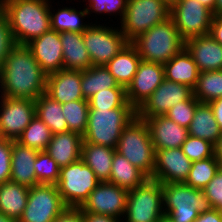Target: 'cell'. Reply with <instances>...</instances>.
Wrapping results in <instances>:
<instances>
[{"mask_svg":"<svg viewBox=\"0 0 222 222\" xmlns=\"http://www.w3.org/2000/svg\"><path fill=\"white\" fill-rule=\"evenodd\" d=\"M141 60L165 64L184 48V40L169 17L130 42Z\"/></svg>","mask_w":222,"mask_h":222,"instance_id":"cell-3","label":"cell"},{"mask_svg":"<svg viewBox=\"0 0 222 222\" xmlns=\"http://www.w3.org/2000/svg\"><path fill=\"white\" fill-rule=\"evenodd\" d=\"M214 155L222 166V135L218 139V142L214 145Z\"/></svg>","mask_w":222,"mask_h":222,"instance_id":"cell-51","label":"cell"},{"mask_svg":"<svg viewBox=\"0 0 222 222\" xmlns=\"http://www.w3.org/2000/svg\"><path fill=\"white\" fill-rule=\"evenodd\" d=\"M193 96L200 103H210L222 98V70L200 72Z\"/></svg>","mask_w":222,"mask_h":222,"instance_id":"cell-34","label":"cell"},{"mask_svg":"<svg viewBox=\"0 0 222 222\" xmlns=\"http://www.w3.org/2000/svg\"><path fill=\"white\" fill-rule=\"evenodd\" d=\"M148 178H152L155 166V149L145 120L136 116L123 129L115 148Z\"/></svg>","mask_w":222,"mask_h":222,"instance_id":"cell-6","label":"cell"},{"mask_svg":"<svg viewBox=\"0 0 222 222\" xmlns=\"http://www.w3.org/2000/svg\"><path fill=\"white\" fill-rule=\"evenodd\" d=\"M35 115L48 126L53 135L69 131L63 115L62 104L54 101L45 93L35 100Z\"/></svg>","mask_w":222,"mask_h":222,"instance_id":"cell-32","label":"cell"},{"mask_svg":"<svg viewBox=\"0 0 222 222\" xmlns=\"http://www.w3.org/2000/svg\"><path fill=\"white\" fill-rule=\"evenodd\" d=\"M157 222H173L168 216L161 217Z\"/></svg>","mask_w":222,"mask_h":222,"instance_id":"cell-55","label":"cell"},{"mask_svg":"<svg viewBox=\"0 0 222 222\" xmlns=\"http://www.w3.org/2000/svg\"><path fill=\"white\" fill-rule=\"evenodd\" d=\"M16 45L6 14L0 9V68Z\"/></svg>","mask_w":222,"mask_h":222,"instance_id":"cell-43","label":"cell"},{"mask_svg":"<svg viewBox=\"0 0 222 222\" xmlns=\"http://www.w3.org/2000/svg\"><path fill=\"white\" fill-rule=\"evenodd\" d=\"M203 190L212 208L222 212V166Z\"/></svg>","mask_w":222,"mask_h":222,"instance_id":"cell-44","label":"cell"},{"mask_svg":"<svg viewBox=\"0 0 222 222\" xmlns=\"http://www.w3.org/2000/svg\"><path fill=\"white\" fill-rule=\"evenodd\" d=\"M190 136L198 137L215 145L222 135V131L214 117L211 106L208 103H200L188 127Z\"/></svg>","mask_w":222,"mask_h":222,"instance_id":"cell-29","label":"cell"},{"mask_svg":"<svg viewBox=\"0 0 222 222\" xmlns=\"http://www.w3.org/2000/svg\"><path fill=\"white\" fill-rule=\"evenodd\" d=\"M0 222H18L0 212Z\"/></svg>","mask_w":222,"mask_h":222,"instance_id":"cell-54","label":"cell"},{"mask_svg":"<svg viewBox=\"0 0 222 222\" xmlns=\"http://www.w3.org/2000/svg\"><path fill=\"white\" fill-rule=\"evenodd\" d=\"M165 79L163 64L141 60L126 88L128 102L137 110Z\"/></svg>","mask_w":222,"mask_h":222,"instance_id":"cell-16","label":"cell"},{"mask_svg":"<svg viewBox=\"0 0 222 222\" xmlns=\"http://www.w3.org/2000/svg\"><path fill=\"white\" fill-rule=\"evenodd\" d=\"M66 208L56 185L38 184L29 188L27 204L18 222H53Z\"/></svg>","mask_w":222,"mask_h":222,"instance_id":"cell-12","label":"cell"},{"mask_svg":"<svg viewBox=\"0 0 222 222\" xmlns=\"http://www.w3.org/2000/svg\"><path fill=\"white\" fill-rule=\"evenodd\" d=\"M192 96L193 89L191 87L164 79L137 109V116L145 120L165 115L175 104L189 100Z\"/></svg>","mask_w":222,"mask_h":222,"instance_id":"cell-14","label":"cell"},{"mask_svg":"<svg viewBox=\"0 0 222 222\" xmlns=\"http://www.w3.org/2000/svg\"><path fill=\"white\" fill-rule=\"evenodd\" d=\"M194 222H222V212L212 208L210 211L199 213Z\"/></svg>","mask_w":222,"mask_h":222,"instance_id":"cell-47","label":"cell"},{"mask_svg":"<svg viewBox=\"0 0 222 222\" xmlns=\"http://www.w3.org/2000/svg\"><path fill=\"white\" fill-rule=\"evenodd\" d=\"M62 111L69 131L77 132L83 136L88 124V100L82 99L64 103L62 104Z\"/></svg>","mask_w":222,"mask_h":222,"instance_id":"cell-37","label":"cell"},{"mask_svg":"<svg viewBox=\"0 0 222 222\" xmlns=\"http://www.w3.org/2000/svg\"><path fill=\"white\" fill-rule=\"evenodd\" d=\"M167 3L171 4L174 0H165Z\"/></svg>","mask_w":222,"mask_h":222,"instance_id":"cell-56","label":"cell"},{"mask_svg":"<svg viewBox=\"0 0 222 222\" xmlns=\"http://www.w3.org/2000/svg\"><path fill=\"white\" fill-rule=\"evenodd\" d=\"M164 215L160 182L148 178L128 192L123 222H157Z\"/></svg>","mask_w":222,"mask_h":222,"instance_id":"cell-9","label":"cell"},{"mask_svg":"<svg viewBox=\"0 0 222 222\" xmlns=\"http://www.w3.org/2000/svg\"><path fill=\"white\" fill-rule=\"evenodd\" d=\"M109 88H125L119 85L109 69L104 66H91L81 71V89L84 99H89L96 92Z\"/></svg>","mask_w":222,"mask_h":222,"instance_id":"cell-33","label":"cell"},{"mask_svg":"<svg viewBox=\"0 0 222 222\" xmlns=\"http://www.w3.org/2000/svg\"><path fill=\"white\" fill-rule=\"evenodd\" d=\"M115 149L107 146L82 142L81 160L87 164L96 177L102 181H109Z\"/></svg>","mask_w":222,"mask_h":222,"instance_id":"cell-28","label":"cell"},{"mask_svg":"<svg viewBox=\"0 0 222 222\" xmlns=\"http://www.w3.org/2000/svg\"><path fill=\"white\" fill-rule=\"evenodd\" d=\"M163 66L166 80L187 85L194 89L200 71L185 48Z\"/></svg>","mask_w":222,"mask_h":222,"instance_id":"cell-26","label":"cell"},{"mask_svg":"<svg viewBox=\"0 0 222 222\" xmlns=\"http://www.w3.org/2000/svg\"><path fill=\"white\" fill-rule=\"evenodd\" d=\"M45 94L60 104L84 99L81 71L62 69L48 74Z\"/></svg>","mask_w":222,"mask_h":222,"instance_id":"cell-19","label":"cell"},{"mask_svg":"<svg viewBox=\"0 0 222 222\" xmlns=\"http://www.w3.org/2000/svg\"><path fill=\"white\" fill-rule=\"evenodd\" d=\"M52 136L48 126L35 115L16 141L37 151H45Z\"/></svg>","mask_w":222,"mask_h":222,"instance_id":"cell-35","label":"cell"},{"mask_svg":"<svg viewBox=\"0 0 222 222\" xmlns=\"http://www.w3.org/2000/svg\"><path fill=\"white\" fill-rule=\"evenodd\" d=\"M200 102L192 96L189 100L178 102L165 114L180 126L188 128L193 119L196 107Z\"/></svg>","mask_w":222,"mask_h":222,"instance_id":"cell-42","label":"cell"},{"mask_svg":"<svg viewBox=\"0 0 222 222\" xmlns=\"http://www.w3.org/2000/svg\"><path fill=\"white\" fill-rule=\"evenodd\" d=\"M47 74L26 45H16L0 68V96L35 101L46 91Z\"/></svg>","mask_w":222,"mask_h":222,"instance_id":"cell-1","label":"cell"},{"mask_svg":"<svg viewBox=\"0 0 222 222\" xmlns=\"http://www.w3.org/2000/svg\"><path fill=\"white\" fill-rule=\"evenodd\" d=\"M155 150L181 148L189 136L188 128L172 121L165 115L145 119Z\"/></svg>","mask_w":222,"mask_h":222,"instance_id":"cell-21","label":"cell"},{"mask_svg":"<svg viewBox=\"0 0 222 222\" xmlns=\"http://www.w3.org/2000/svg\"><path fill=\"white\" fill-rule=\"evenodd\" d=\"M192 166L181 148L155 150V166L152 178L163 183L185 182Z\"/></svg>","mask_w":222,"mask_h":222,"instance_id":"cell-17","label":"cell"},{"mask_svg":"<svg viewBox=\"0 0 222 222\" xmlns=\"http://www.w3.org/2000/svg\"><path fill=\"white\" fill-rule=\"evenodd\" d=\"M127 1L128 0H83L82 2H88L87 4L85 3L84 6L89 13V17H91L92 13L95 14L96 17L94 18L96 19L100 15H104L105 17L108 15L109 18L115 16L114 19L118 16L119 18L117 19L121 22L126 11Z\"/></svg>","mask_w":222,"mask_h":222,"instance_id":"cell-40","label":"cell"},{"mask_svg":"<svg viewBox=\"0 0 222 222\" xmlns=\"http://www.w3.org/2000/svg\"><path fill=\"white\" fill-rule=\"evenodd\" d=\"M209 35L222 45V16L213 17Z\"/></svg>","mask_w":222,"mask_h":222,"instance_id":"cell-48","label":"cell"},{"mask_svg":"<svg viewBox=\"0 0 222 222\" xmlns=\"http://www.w3.org/2000/svg\"><path fill=\"white\" fill-rule=\"evenodd\" d=\"M33 167L35 169L38 184L56 185L58 183L60 167L46 151L38 152Z\"/></svg>","mask_w":222,"mask_h":222,"instance_id":"cell-39","label":"cell"},{"mask_svg":"<svg viewBox=\"0 0 222 222\" xmlns=\"http://www.w3.org/2000/svg\"><path fill=\"white\" fill-rule=\"evenodd\" d=\"M52 3L53 2L50 0V23L52 30L59 33H83L91 25L92 22H90V20L87 19L85 21L86 18L90 19V17H88L89 13L85 7L82 10L81 8H79L80 10L76 9L75 6H62L55 9Z\"/></svg>","mask_w":222,"mask_h":222,"instance_id":"cell-25","label":"cell"},{"mask_svg":"<svg viewBox=\"0 0 222 222\" xmlns=\"http://www.w3.org/2000/svg\"><path fill=\"white\" fill-rule=\"evenodd\" d=\"M53 222H84V212L80 207H67Z\"/></svg>","mask_w":222,"mask_h":222,"instance_id":"cell-46","label":"cell"},{"mask_svg":"<svg viewBox=\"0 0 222 222\" xmlns=\"http://www.w3.org/2000/svg\"><path fill=\"white\" fill-rule=\"evenodd\" d=\"M89 109L134 108L127 100L126 88H109L88 99Z\"/></svg>","mask_w":222,"mask_h":222,"instance_id":"cell-38","label":"cell"},{"mask_svg":"<svg viewBox=\"0 0 222 222\" xmlns=\"http://www.w3.org/2000/svg\"><path fill=\"white\" fill-rule=\"evenodd\" d=\"M39 151L12 140L10 181L28 188L38 185L34 163Z\"/></svg>","mask_w":222,"mask_h":222,"instance_id":"cell-22","label":"cell"},{"mask_svg":"<svg viewBox=\"0 0 222 222\" xmlns=\"http://www.w3.org/2000/svg\"><path fill=\"white\" fill-rule=\"evenodd\" d=\"M208 104L211 106L214 117L222 131V98L215 99Z\"/></svg>","mask_w":222,"mask_h":222,"instance_id":"cell-50","label":"cell"},{"mask_svg":"<svg viewBox=\"0 0 222 222\" xmlns=\"http://www.w3.org/2000/svg\"><path fill=\"white\" fill-rule=\"evenodd\" d=\"M184 41L207 35L213 20V11L198 0H174L170 4V15Z\"/></svg>","mask_w":222,"mask_h":222,"instance_id":"cell-11","label":"cell"},{"mask_svg":"<svg viewBox=\"0 0 222 222\" xmlns=\"http://www.w3.org/2000/svg\"><path fill=\"white\" fill-rule=\"evenodd\" d=\"M26 46L47 75L63 69V50L59 32L50 29L32 39Z\"/></svg>","mask_w":222,"mask_h":222,"instance_id":"cell-18","label":"cell"},{"mask_svg":"<svg viewBox=\"0 0 222 222\" xmlns=\"http://www.w3.org/2000/svg\"><path fill=\"white\" fill-rule=\"evenodd\" d=\"M213 15L222 16V0H216Z\"/></svg>","mask_w":222,"mask_h":222,"instance_id":"cell-52","label":"cell"},{"mask_svg":"<svg viewBox=\"0 0 222 222\" xmlns=\"http://www.w3.org/2000/svg\"><path fill=\"white\" fill-rule=\"evenodd\" d=\"M147 179L148 177L140 169L115 151L109 183L130 191L141 186Z\"/></svg>","mask_w":222,"mask_h":222,"instance_id":"cell-31","label":"cell"},{"mask_svg":"<svg viewBox=\"0 0 222 222\" xmlns=\"http://www.w3.org/2000/svg\"><path fill=\"white\" fill-rule=\"evenodd\" d=\"M60 41L63 50V69L85 71L92 66L83 33L61 32Z\"/></svg>","mask_w":222,"mask_h":222,"instance_id":"cell-24","label":"cell"},{"mask_svg":"<svg viewBox=\"0 0 222 222\" xmlns=\"http://www.w3.org/2000/svg\"><path fill=\"white\" fill-rule=\"evenodd\" d=\"M128 192L108 181L100 182L80 207L83 212L102 214L123 219L126 212Z\"/></svg>","mask_w":222,"mask_h":222,"instance_id":"cell-15","label":"cell"},{"mask_svg":"<svg viewBox=\"0 0 222 222\" xmlns=\"http://www.w3.org/2000/svg\"><path fill=\"white\" fill-rule=\"evenodd\" d=\"M162 200L164 214L173 222H194L199 213L212 209L204 190L184 182L163 183Z\"/></svg>","mask_w":222,"mask_h":222,"instance_id":"cell-4","label":"cell"},{"mask_svg":"<svg viewBox=\"0 0 222 222\" xmlns=\"http://www.w3.org/2000/svg\"><path fill=\"white\" fill-rule=\"evenodd\" d=\"M29 188L8 181L0 184V212L18 221L27 204Z\"/></svg>","mask_w":222,"mask_h":222,"instance_id":"cell-30","label":"cell"},{"mask_svg":"<svg viewBox=\"0 0 222 222\" xmlns=\"http://www.w3.org/2000/svg\"><path fill=\"white\" fill-rule=\"evenodd\" d=\"M83 136L74 131L58 133L52 136L46 152L60 168L81 159Z\"/></svg>","mask_w":222,"mask_h":222,"instance_id":"cell-23","label":"cell"},{"mask_svg":"<svg viewBox=\"0 0 222 222\" xmlns=\"http://www.w3.org/2000/svg\"><path fill=\"white\" fill-rule=\"evenodd\" d=\"M201 4L214 11L216 0H198Z\"/></svg>","mask_w":222,"mask_h":222,"instance_id":"cell-53","label":"cell"},{"mask_svg":"<svg viewBox=\"0 0 222 222\" xmlns=\"http://www.w3.org/2000/svg\"><path fill=\"white\" fill-rule=\"evenodd\" d=\"M219 168L220 163L215 155L204 160L193 161L184 183L195 189L203 190L215 176Z\"/></svg>","mask_w":222,"mask_h":222,"instance_id":"cell-36","label":"cell"},{"mask_svg":"<svg viewBox=\"0 0 222 222\" xmlns=\"http://www.w3.org/2000/svg\"><path fill=\"white\" fill-rule=\"evenodd\" d=\"M181 149L192 162L214 156V145L211 142L190 135L182 144Z\"/></svg>","mask_w":222,"mask_h":222,"instance_id":"cell-41","label":"cell"},{"mask_svg":"<svg viewBox=\"0 0 222 222\" xmlns=\"http://www.w3.org/2000/svg\"><path fill=\"white\" fill-rule=\"evenodd\" d=\"M184 48L200 72L222 70V45L209 34L187 39Z\"/></svg>","mask_w":222,"mask_h":222,"instance_id":"cell-20","label":"cell"},{"mask_svg":"<svg viewBox=\"0 0 222 222\" xmlns=\"http://www.w3.org/2000/svg\"><path fill=\"white\" fill-rule=\"evenodd\" d=\"M170 15V4L165 0H128L121 22H117L124 37L131 42Z\"/></svg>","mask_w":222,"mask_h":222,"instance_id":"cell-7","label":"cell"},{"mask_svg":"<svg viewBox=\"0 0 222 222\" xmlns=\"http://www.w3.org/2000/svg\"><path fill=\"white\" fill-rule=\"evenodd\" d=\"M0 9L17 45H26L51 29L50 0H0Z\"/></svg>","mask_w":222,"mask_h":222,"instance_id":"cell-2","label":"cell"},{"mask_svg":"<svg viewBox=\"0 0 222 222\" xmlns=\"http://www.w3.org/2000/svg\"><path fill=\"white\" fill-rule=\"evenodd\" d=\"M141 57L136 48L129 42L117 55L105 66L114 76L116 82L127 88L137 72Z\"/></svg>","mask_w":222,"mask_h":222,"instance_id":"cell-27","label":"cell"},{"mask_svg":"<svg viewBox=\"0 0 222 222\" xmlns=\"http://www.w3.org/2000/svg\"><path fill=\"white\" fill-rule=\"evenodd\" d=\"M136 116L135 108L89 109L83 141L115 149L123 129Z\"/></svg>","mask_w":222,"mask_h":222,"instance_id":"cell-5","label":"cell"},{"mask_svg":"<svg viewBox=\"0 0 222 222\" xmlns=\"http://www.w3.org/2000/svg\"><path fill=\"white\" fill-rule=\"evenodd\" d=\"M100 182L93 170L80 159L60 168L56 186L67 207H81Z\"/></svg>","mask_w":222,"mask_h":222,"instance_id":"cell-8","label":"cell"},{"mask_svg":"<svg viewBox=\"0 0 222 222\" xmlns=\"http://www.w3.org/2000/svg\"><path fill=\"white\" fill-rule=\"evenodd\" d=\"M84 222H123V219L102 214H94L91 212H84Z\"/></svg>","mask_w":222,"mask_h":222,"instance_id":"cell-49","label":"cell"},{"mask_svg":"<svg viewBox=\"0 0 222 222\" xmlns=\"http://www.w3.org/2000/svg\"><path fill=\"white\" fill-rule=\"evenodd\" d=\"M35 117V101L0 96V138L16 141Z\"/></svg>","mask_w":222,"mask_h":222,"instance_id":"cell-13","label":"cell"},{"mask_svg":"<svg viewBox=\"0 0 222 222\" xmlns=\"http://www.w3.org/2000/svg\"><path fill=\"white\" fill-rule=\"evenodd\" d=\"M12 140L0 138V184L10 181Z\"/></svg>","mask_w":222,"mask_h":222,"instance_id":"cell-45","label":"cell"},{"mask_svg":"<svg viewBox=\"0 0 222 222\" xmlns=\"http://www.w3.org/2000/svg\"><path fill=\"white\" fill-rule=\"evenodd\" d=\"M95 21L83 32V40L92 66H104L117 55L129 41L124 37L119 25L114 26V24H108L107 26V24H100V21Z\"/></svg>","mask_w":222,"mask_h":222,"instance_id":"cell-10","label":"cell"}]
</instances>
